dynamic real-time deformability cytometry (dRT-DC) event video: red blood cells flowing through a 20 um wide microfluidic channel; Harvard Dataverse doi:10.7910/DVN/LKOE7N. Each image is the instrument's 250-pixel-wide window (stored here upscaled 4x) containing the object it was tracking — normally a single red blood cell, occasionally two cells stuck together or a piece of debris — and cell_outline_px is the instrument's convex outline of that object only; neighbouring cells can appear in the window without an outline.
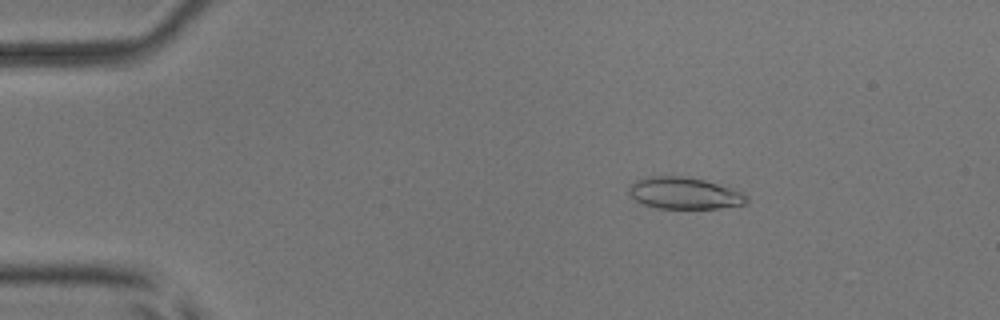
{"species": "common noctule bat (a hibernating species)", "species_latin": "Nyctalus noctula", "temperature_condition": "room temperature", "stored_images_in_passage": 24, "camera_frame_rate_fps": 3000, "um_per_image_px": 0.085, "animal": {"sex": "male", "body_mass_g": 17.9, "forearm_length_mm": 54.2}, "frame": {"image": 1, "passage_image": 7, "time_ms": 2.0, "image_size_px": [1000, 320], "cell_outline_px": [[748, 204], [720, 208], [656, 208], [640, 204], [628, 192], [628, 188], [636, 180], [652, 176], [684, 176], [704, 180], [744, 192], [748, 196]], "centroid_in_image_um": [58.19, 16.43], "position_along_channel_um": 26.8, "area_um2": 21.85}}
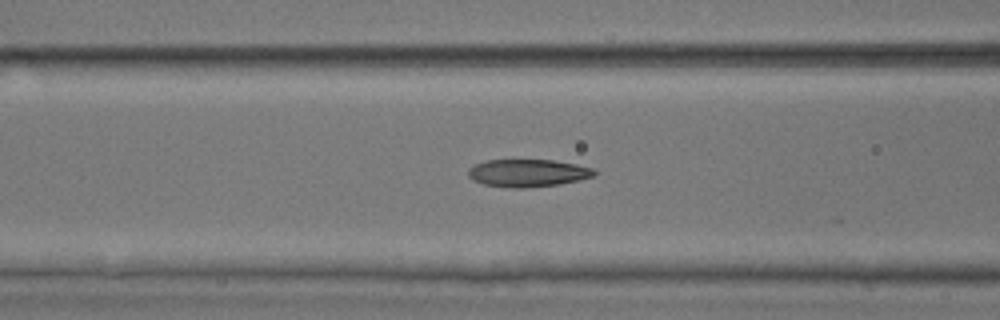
{"frame": {"image": 2, "passage_image": 20, "time_ms": 6.333, "image_size_px": [1000, 320], "cell_outline_px": [[596, 172], [592, 176], [580, 180], [560, 184], [524, 188], [508, 188], [484, 184], [472, 180], [468, 176], [468, 168], [484, 160], [552, 160], [576, 164], [592, 168]], "centroid_in_image_um": [44.83, 14.71], "position_along_channel_um": 121.8, "area_um2": 20.29}}
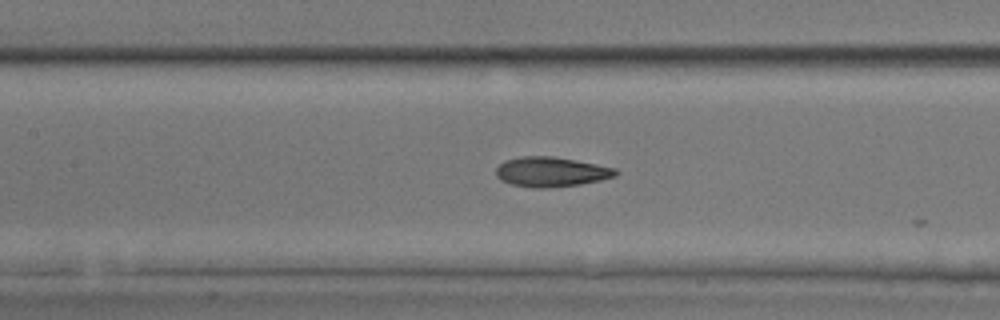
{"frame": {"image": 3, "passage_image": 23, "time_ms": 7.333, "image_size_px": [1000, 320], "cell_outline_px": [[620, 172], [616, 176], [600, 180], [580, 184], [548, 188], [532, 188], [512, 184], [500, 180], [496, 176], [496, 168], [504, 160], [520, 156], [552, 156], [596, 164], [616, 168]], "centroid_in_image_um": [46.83, 14.61], "position_along_channel_um": 160.6, "area_um2": 20.87}}